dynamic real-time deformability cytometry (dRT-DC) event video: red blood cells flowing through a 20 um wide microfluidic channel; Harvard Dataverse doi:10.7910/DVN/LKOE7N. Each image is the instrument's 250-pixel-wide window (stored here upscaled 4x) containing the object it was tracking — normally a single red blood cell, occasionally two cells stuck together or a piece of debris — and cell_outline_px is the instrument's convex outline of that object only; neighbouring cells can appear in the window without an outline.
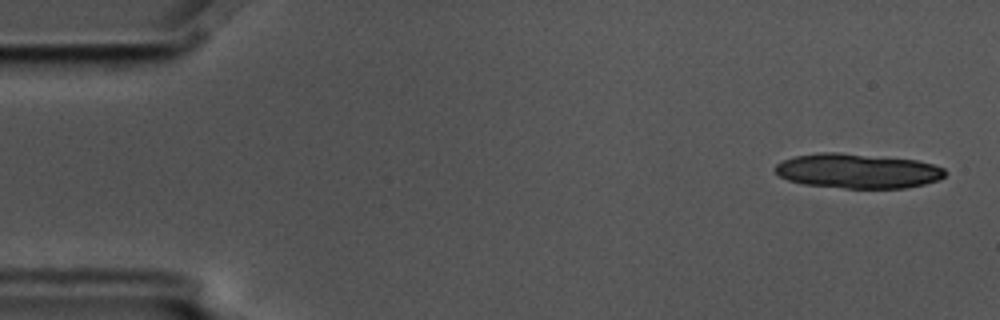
{"species": "common noctule bat (a hibernating species)", "species_latin": "Nyctalus noctula", "temperature_condition": "cold", "stored_images_in_passage": 5, "camera_frame_rate_fps": 3000, "um_per_image_px": 0.085, "animal": {"sex": "male", "body_mass_g": 17.5, "forearm_length_mm": 52.3}, "frame": {"image": 1, "passage_image": 1, "time_ms": 0.0, "image_size_px": [1000, 320], "cell_outline_px": [[948, 172], [940, 180], [924, 184], [904, 188], [844, 188], [804, 184], [788, 180], [780, 176], [776, 172], [776, 164], [784, 160], [796, 156], [820, 152], [840, 152], [916, 160], [932, 164], [944, 168]], "centroid_in_image_um": [72.93, 14.53], "position_along_channel_um": 12.1, "area_um2": 34.28}}
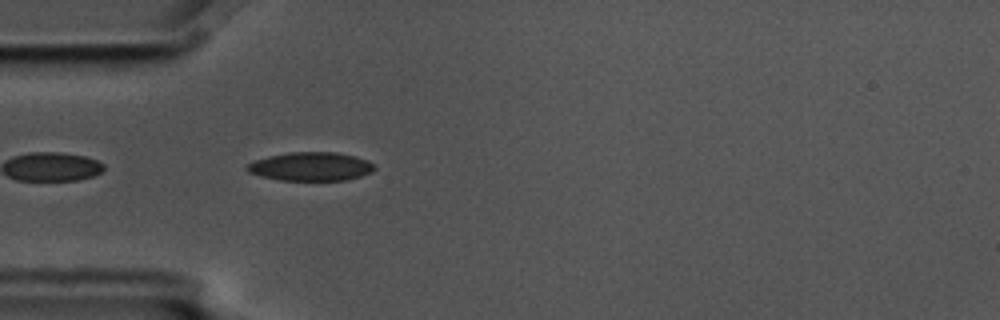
{"frame": {"image": 2, "passage_image": 5, "time_ms": 1.333, "image_size_px": [1000, 320], "cell_outline_px": [[376, 168], [372, 172], [360, 176], [344, 180], [280, 180], [260, 176], [248, 172], [244, 168], [248, 164], [256, 160], [268, 156], [288, 152], [336, 152], [356, 156], [368, 160], [376, 164]], "centroid_in_image_um": [26.44, 14.14], "position_along_channel_um": 58.6, "area_um2": 21.39}}